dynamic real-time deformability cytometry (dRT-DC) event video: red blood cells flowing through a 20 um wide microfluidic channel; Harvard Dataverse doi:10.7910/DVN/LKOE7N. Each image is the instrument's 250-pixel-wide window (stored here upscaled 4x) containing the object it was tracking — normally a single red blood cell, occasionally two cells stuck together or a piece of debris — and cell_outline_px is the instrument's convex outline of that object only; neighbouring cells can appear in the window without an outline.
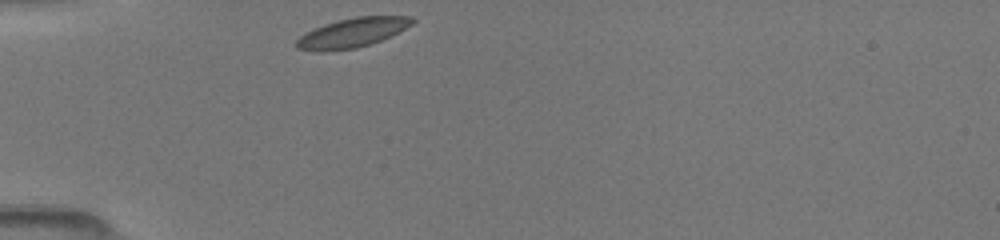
{"species": "common noctule bat (a hibernating species)", "species_latin": "Nyctalus noctula", "temperature_condition": "room temperature", "stored_images_in_passage": 26, "camera_frame_rate_fps": 3000, "um_per_image_px": 0.085, "animal": {"sex": "female", "body_mass_g": 19.5, "forearm_length_mm": 54.1}, "frame": {"image": 1, "passage_image": 1, "time_ms": 0.0, "image_size_px": [1000, 240], "cell_outline_px": [[416, 20], [412, 24], [380, 40], [356, 48], [324, 52], [316, 52], [296, 48], [296, 40], [300, 36], [324, 24], [356, 16], [412, 16]], "centroid_in_image_um": [29.91, 2.79], "position_along_channel_um": 55.1, "area_um2": 19.54}}
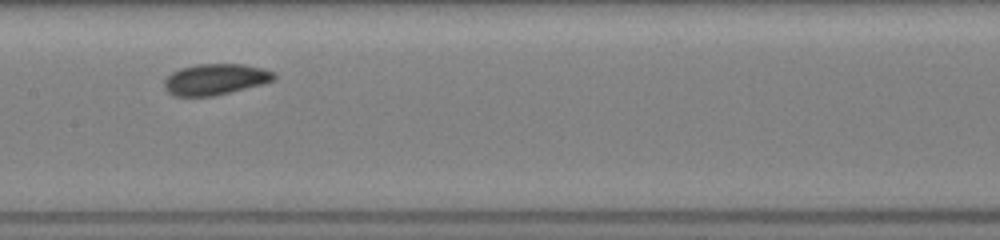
{"frame": {"image": 2, "passage_image": 11, "time_ms": 3.667, "image_size_px": [1000, 240], "cell_outline_px": [[276, 76], [272, 80], [260, 84], [212, 96], [172, 96], [164, 88], [164, 80], [172, 72], [180, 68], [196, 64], [244, 64], [276, 72]], "centroid_in_image_um": [18.25, 6.73], "position_along_channel_um": 189.1, "area_um2": 19.65}}
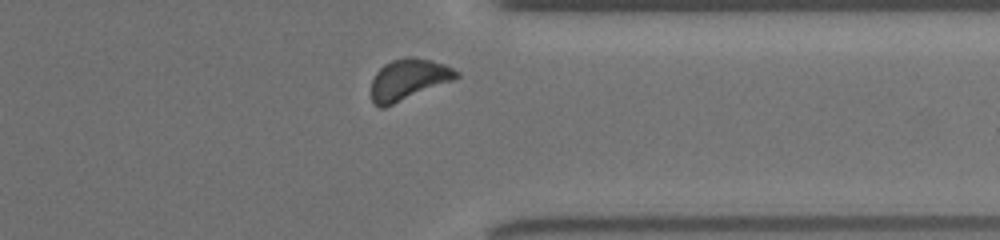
{"frame": {"image": 3, "passage_image": 23, "time_ms": 8.333, "image_size_px": [1000, 240], "cell_outline_px": [[460, 76], [456, 80], [384, 108], [380, 108], [372, 100], [372, 80], [376, 72], [384, 64], [392, 60], [408, 56], [412, 56], [432, 60], [444, 64], [460, 72]], "centroid_in_image_um": [34.76, 6.75], "position_along_channel_um": 376.6, "area_um2": 20.63}}